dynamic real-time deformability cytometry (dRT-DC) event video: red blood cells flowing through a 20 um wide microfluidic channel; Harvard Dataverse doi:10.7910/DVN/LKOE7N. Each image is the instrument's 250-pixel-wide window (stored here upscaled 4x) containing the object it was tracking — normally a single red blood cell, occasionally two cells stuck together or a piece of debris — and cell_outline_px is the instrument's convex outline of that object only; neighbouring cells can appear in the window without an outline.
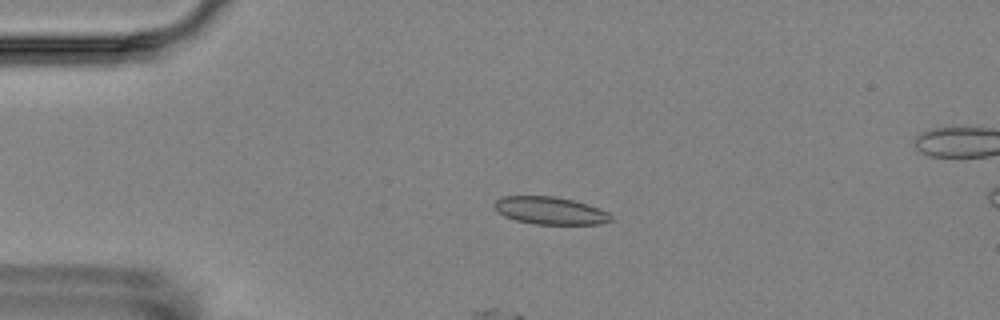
{"species": "Egyptian fruit bat (a non-hibernating species)", "species_latin": "Rousettus aegyptiacus", "temperature_condition": "room temperature", "stored_images_in_passage": 5, "camera_frame_rate_fps": 3000, "um_per_image_px": 0.085, "animal": {"sex": "female"}, "frame": {"image": 1, "passage_image": 3, "time_ms": 3.333, "image_size_px": [1000, 320], "cell_outline_px": [[612, 220], [600, 224], [536, 224], [516, 220], [504, 216], [496, 212], [492, 204], [500, 196], [556, 196], [588, 204], [600, 208], [608, 212], [612, 216]], "centroid_in_image_um": [46.73, 17.89], "position_along_channel_um": 38.3, "area_um2": 18.9}}